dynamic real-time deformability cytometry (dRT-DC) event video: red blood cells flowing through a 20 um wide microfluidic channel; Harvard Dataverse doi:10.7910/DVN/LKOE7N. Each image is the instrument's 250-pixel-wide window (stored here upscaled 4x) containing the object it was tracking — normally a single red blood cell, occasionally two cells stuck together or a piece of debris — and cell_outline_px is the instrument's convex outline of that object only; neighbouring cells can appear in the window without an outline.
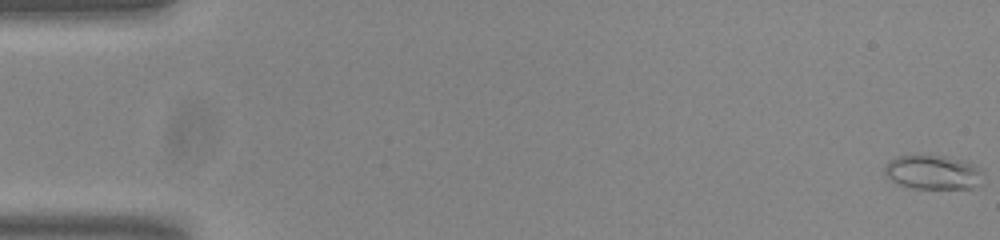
{"species": "common noctule bat (a hibernating species)", "species_latin": "Nyctalus noctula", "temperature_condition": "room temperature", "stored_images_in_passage": 55, "camera_frame_rate_fps": 3000, "um_per_image_px": 0.085, "animal": {"sex": "male", "body_mass_g": 20.0, "forearm_length_mm": 53.3}, "frame": {"image": 1, "passage_image": 1, "time_ms": 0.0, "image_size_px": [1000, 240], "cell_outline_px": [[984, 184], [972, 188], [912, 188], [900, 184], [892, 180], [884, 172], [884, 168], [888, 160], [896, 156], [948, 156], [972, 164], [980, 168], [984, 172]], "centroid_in_image_um": [79.37, 14.65], "position_along_channel_um": 5.6, "area_um2": 19.71}}
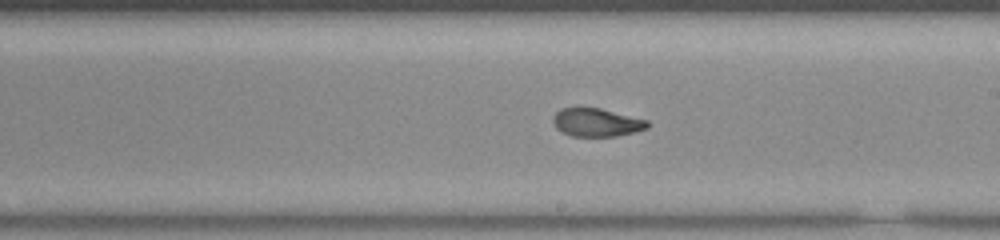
{"frame": {"image": 2, "passage_image": 32, "time_ms": 10.333, "image_size_px": [1000, 240], "cell_outline_px": [[648, 128], [636, 132], [616, 136], [572, 136], [560, 132], [556, 128], [552, 120], [552, 116], [560, 108], [600, 108], [648, 120]], "centroid_in_image_um": [50.69, 10.41], "position_along_channel_um": 238.3, "area_um2": 15.61}}
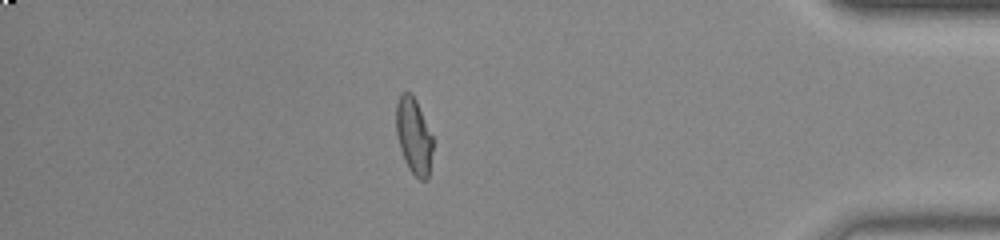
{"frame": {"image": 3, "passage_image": 48, "time_ms": 15.667, "image_size_px": [1000, 240], "cell_outline_px": [[432, 148], [428, 180], [420, 180], [408, 168], [404, 160], [400, 148], [396, 132], [396, 104], [400, 92], [412, 92], [416, 100], [432, 136]], "centroid_in_image_um": [35.15, 11.54], "position_along_channel_um": 400.1, "area_um2": 16.24}, "authors_computed_cell_mechanics": {"area_um2": 16.6464, "velocity_mm_per_s": 3.7666, "shape_relaxation_time_tau1_ms": null, "shape_relaxation_time_tau2_ms": 1.5506, "deformation_change_tau1": null, "deformation_change_tau2": 0.0661}}